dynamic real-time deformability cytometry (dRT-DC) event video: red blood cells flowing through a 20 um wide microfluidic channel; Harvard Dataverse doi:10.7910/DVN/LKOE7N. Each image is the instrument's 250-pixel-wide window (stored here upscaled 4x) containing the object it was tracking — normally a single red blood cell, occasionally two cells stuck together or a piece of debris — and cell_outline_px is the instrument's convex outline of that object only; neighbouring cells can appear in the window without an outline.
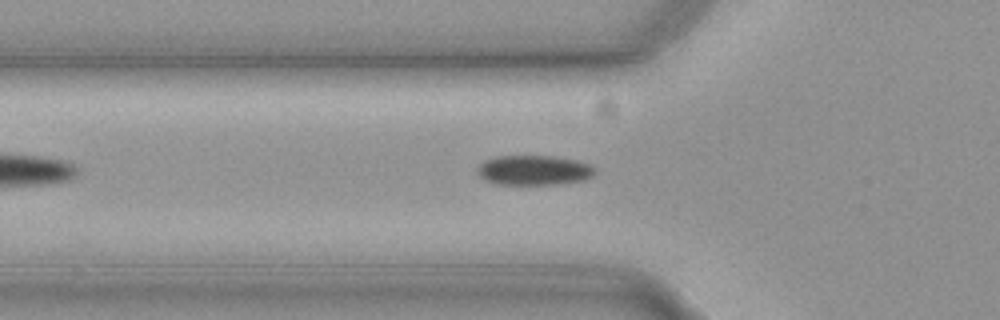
{"species": "common noctule bat (a hibernating species)", "species_latin": "Nyctalus noctula", "temperature_condition": "cold", "stored_images_in_passage": 46, "camera_frame_rate_fps": 3000, "um_per_image_px": 0.085, "animal": {"sex": "female", "body_mass_g": 19.3, "forearm_length_mm": 54.1}, "frame": {"image": 1, "passage_image": 9, "time_ms": 2.667, "image_size_px": [1000, 320], "cell_outline_px": [[596, 172], [592, 176], [584, 180], [556, 184], [492, 184], [484, 180], [476, 172], [476, 168], [484, 160], [496, 156], [552, 156], [576, 160], [588, 164], [596, 168]], "centroid_in_image_um": [45.34, 14.47], "position_along_channel_um": 80.5, "area_um2": 20.58}}
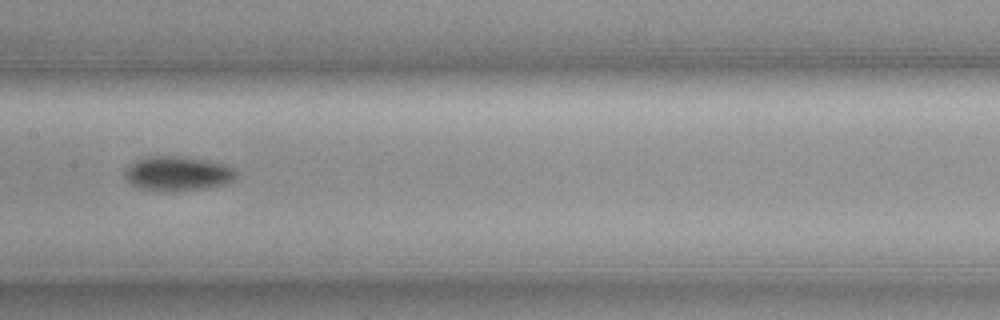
{"frame": {"image": 2, "passage_image": 18, "time_ms": 5.667, "image_size_px": [1000, 320], "cell_outline_px": [[236, 180], [228, 184], [208, 188], [168, 192], [156, 192], [140, 188], [124, 180], [124, 172], [136, 160], [148, 156], [180, 156], [228, 164], [236, 172]], "centroid_in_image_um": [15.12, 14.78], "position_along_channel_um": 192.3, "area_um2": 22.83}}
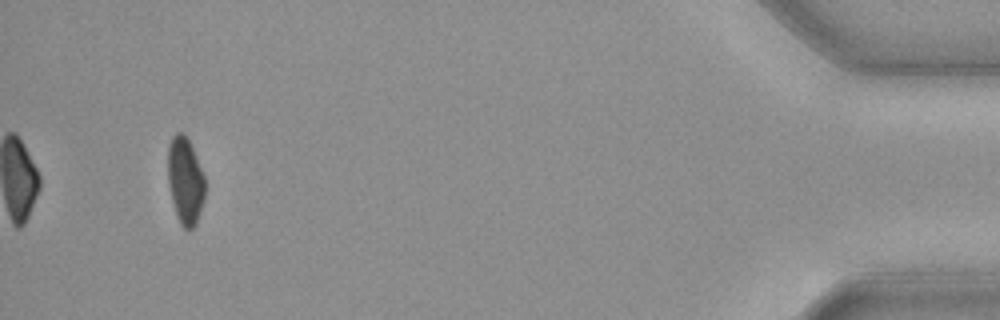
{"frame": {"image": 3, "passage_image": 43, "time_ms": 14.0, "image_size_px": [1000, 320], "cell_outline_px": [[204, 196], [200, 212], [196, 224], [192, 228], [184, 228], [180, 224], [176, 216], [168, 184], [168, 144], [172, 136], [176, 132], [180, 132], [188, 140], [196, 156], [204, 176]], "centroid_in_image_um": [15.72, 15.37], "position_along_channel_um": 419.5, "area_um2": 18.61}, "authors_computed_cell_mechanics": {"area_um2": 20.4612, "velocity_mm_per_s": 3.7093, "shape_relaxation_time_tau1_ms": 3.7157, "shape_relaxation_time_tau2_ms": null, "deformation_change_tau1": 0.0952, "deformation_change_tau2": null}}